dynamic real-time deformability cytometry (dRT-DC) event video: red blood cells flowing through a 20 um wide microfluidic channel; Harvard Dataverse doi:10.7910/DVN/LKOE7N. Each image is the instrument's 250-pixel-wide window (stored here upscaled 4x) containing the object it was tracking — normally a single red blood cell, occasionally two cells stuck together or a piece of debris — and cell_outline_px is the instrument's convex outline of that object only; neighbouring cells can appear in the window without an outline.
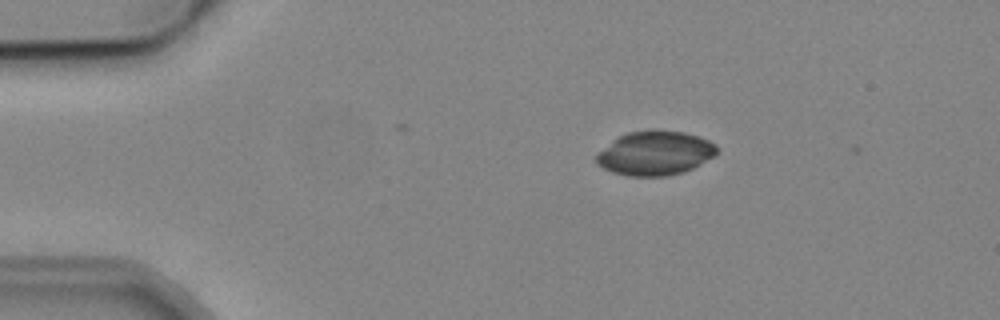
{"species": "common noctule bat (a hibernating species)", "species_latin": "Nyctalus noctula", "temperature_condition": "cold", "stored_images_in_passage": 8, "camera_frame_rate_fps": 3000, "um_per_image_px": 0.085, "animal": {"sex": "male", "body_mass_g": 19.2, "forearm_length_mm": 51.8}, "frame": {"image": 1, "passage_image": 2, "time_ms": 1.0, "image_size_px": [1000, 320], "cell_outline_px": [[716, 156], [684, 172], [668, 176], [628, 176], [612, 172], [596, 164], [596, 152], [612, 140], [628, 132], [652, 128], [684, 132], [700, 136], [716, 144]], "centroid_in_image_um": [55.67, 13.0], "position_along_channel_um": 29.3, "area_um2": 31.56}}